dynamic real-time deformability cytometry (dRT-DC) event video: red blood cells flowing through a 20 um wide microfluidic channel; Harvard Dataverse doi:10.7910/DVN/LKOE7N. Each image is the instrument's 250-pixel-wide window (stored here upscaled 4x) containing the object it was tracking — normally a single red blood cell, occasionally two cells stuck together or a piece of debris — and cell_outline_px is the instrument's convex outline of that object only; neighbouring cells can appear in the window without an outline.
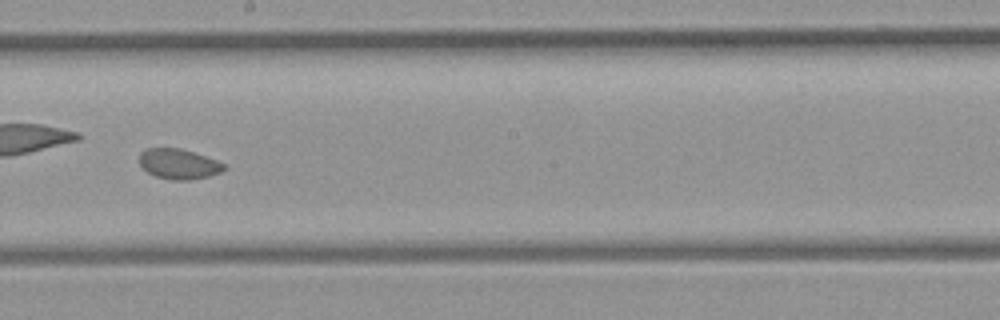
{"species": "common noctule bat (a hibernating species)", "species_latin": "Nyctalus noctula", "temperature_condition": "room temperature", "stored_images_in_passage": 33, "camera_frame_rate_fps": 3000, "um_per_image_px": 0.085, "animal": {"sex": "female", "body_mass_g": 21.9}, "frame": {"image": 1, "passage_image": 19, "time_ms": 6.0, "image_size_px": [1000, 320], "cell_outline_px": [[228, 168], [220, 172], [208, 176], [188, 180], [172, 180], [156, 176], [148, 172], [140, 164], [140, 152], [148, 148], [180, 148], [228, 164]], "centroid_in_image_um": [15.22, 13.94], "position_along_channel_um": 233.0, "area_um2": 14.8}}